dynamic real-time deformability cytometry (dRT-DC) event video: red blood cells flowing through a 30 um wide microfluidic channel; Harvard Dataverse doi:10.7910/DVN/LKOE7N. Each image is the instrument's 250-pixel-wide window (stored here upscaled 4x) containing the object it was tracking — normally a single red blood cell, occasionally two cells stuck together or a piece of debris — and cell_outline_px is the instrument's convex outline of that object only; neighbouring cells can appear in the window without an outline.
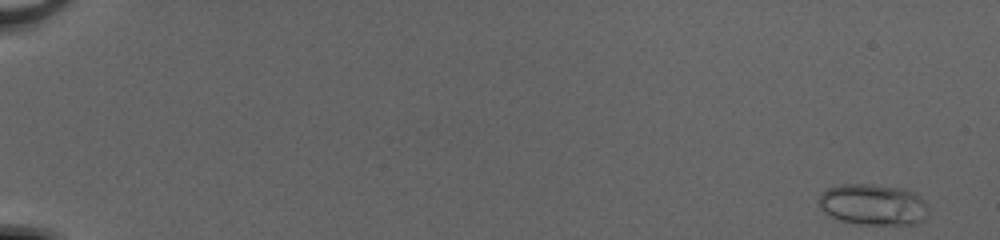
{"species": "common noctule bat (a hibernating species)", "species_latin": "Nyctalus noctula", "temperature_condition": "cold", "stored_images_in_passage": 51, "camera_frame_rate_fps": 3000, "um_per_image_px": 0.085, "animal": {"sex": "female", "body_mass_g": 20.0, "forearm_length_mm": 54.0}, "frame": {"image": 1, "passage_image": 1, "time_ms": 0.0, "image_size_px": [1000, 240], "cell_outline_px": [[928, 208], [924, 220], [916, 224], [860, 224], [840, 220], [824, 212], [820, 208], [820, 192], [828, 188], [840, 184], [872, 184], [904, 188], [916, 192], [924, 200]], "centroid_in_image_um": [74.23, 17.37], "position_along_channel_um": 10.8, "area_um2": 26.41}}
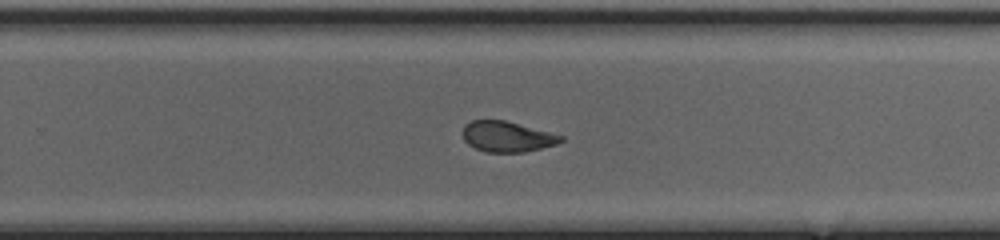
{"frame": {"image": 2, "passage_image": 35, "time_ms": 11.333, "image_size_px": [1000, 240], "cell_outline_px": [[564, 140], [556, 144], [524, 152], [488, 152], [476, 148], [468, 144], [464, 140], [464, 124], [472, 120], [504, 120], [564, 136]], "centroid_in_image_um": [43.1, 11.61], "position_along_channel_um": 286.7, "area_um2": 17.22}}
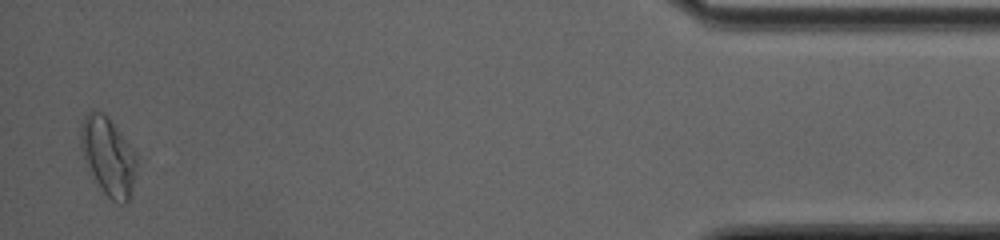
{"frame": {"image": 3, "passage_image": 50, "time_ms": 16.333, "image_size_px": [1000, 240], "cell_outline_px": [[136, 168], [132, 192], [128, 200], [124, 204], [116, 204], [104, 192], [96, 180], [84, 160], [80, 148], [80, 124], [88, 112], [92, 108], [104, 112], [108, 116], [136, 152]], "centroid_in_image_um": [9.19, 13.24], "position_along_channel_um": 426.0, "area_um2": 25.66}, "authors_computed_cell_mechanics": {"area_um2": 20.1722, "velocity_mm_per_s": 4.1606, "shape_relaxation_time_tau1_ms": 11.2374, "shape_relaxation_time_tau2_ms": 1.0694, "deformation_change_tau1": 0.2183, "deformation_change_tau2": 0.0591}}